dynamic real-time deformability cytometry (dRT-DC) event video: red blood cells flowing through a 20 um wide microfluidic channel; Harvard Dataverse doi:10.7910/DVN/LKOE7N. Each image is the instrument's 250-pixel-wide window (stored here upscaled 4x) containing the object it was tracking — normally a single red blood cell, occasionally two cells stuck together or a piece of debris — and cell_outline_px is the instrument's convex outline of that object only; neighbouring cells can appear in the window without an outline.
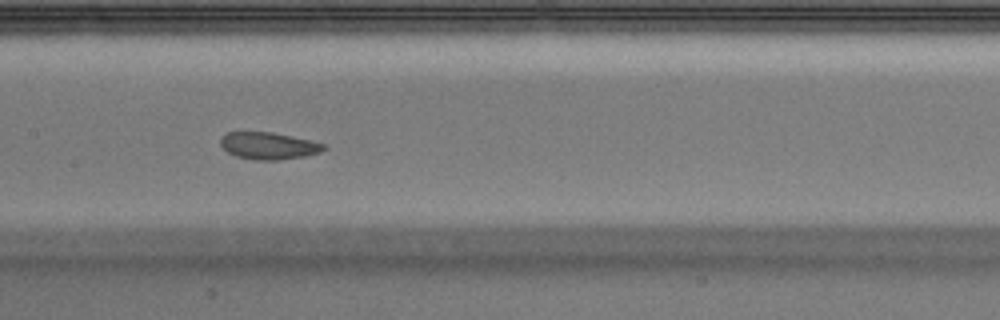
{"species": "Egyptian fruit bat (a non-hibernating species)", "species_latin": "Rousettus aegyptiacus", "temperature_condition": "warm", "stored_images_in_passage": 40, "camera_frame_rate_fps": 3000, "um_per_image_px": 0.085, "animal": {"sex": "male"}, "frame": {"image": 1, "passage_image": 13, "time_ms": 4.0, "image_size_px": [1000, 320], "cell_outline_px": [[328, 148], [320, 152], [304, 156], [280, 160], [256, 160], [236, 156], [228, 152], [220, 144], [220, 140], [224, 132], [272, 132], [312, 140], [324, 144]], "centroid_in_image_um": [22.84, 12.38], "position_along_channel_um": 184.6, "area_um2": 16.36}}
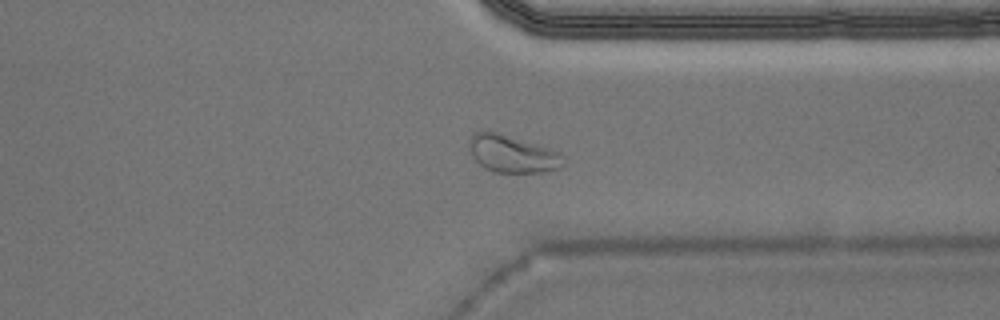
{"frame": {"image": 2, "passage_image": 27, "time_ms": 8.667, "image_size_px": [1000, 320], "cell_outline_px": [[564, 164], [560, 168], [544, 172], [492, 172], [484, 168], [472, 156], [468, 148], [468, 140], [476, 132], [496, 132], [536, 144], [556, 152], [560, 156]], "centroid_in_image_um": [43.48, 13.1], "position_along_channel_um": 367.9, "area_um2": 20.06}}
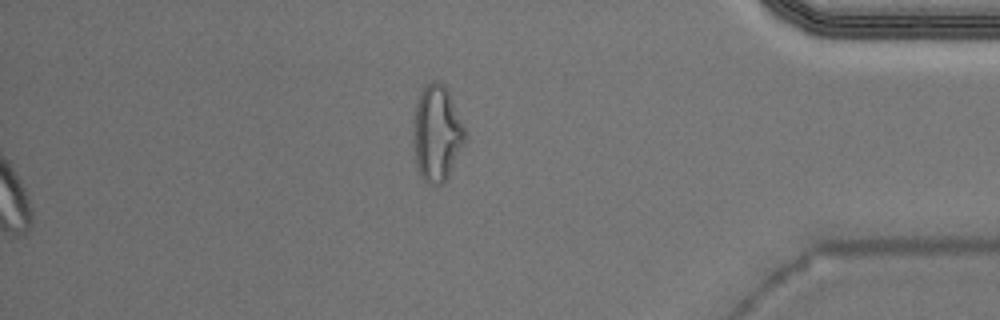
{"frame": {"image": 3, "passage_image": 40, "time_ms": 13.0, "image_size_px": [1000, 320], "cell_outline_px": [[464, 140], [448, 176], [444, 184], [432, 184], [424, 180], [420, 176], [416, 164], [412, 132], [416, 104], [420, 92], [432, 80], [436, 80], [444, 84], [448, 92], [464, 128]], "centroid_in_image_um": [37.08, 11.33], "position_along_channel_um": 398.1, "area_um2": 28.26}, "authors_computed_cell_mechanics": {"area_um2": 17.6001, "velocity_mm_per_s": 3.9372, "shape_relaxation_time_tau1_ms": null, "shape_relaxation_time_tau2_ms": 1.6738, "deformation_change_tau1": null, "deformation_change_tau2": 0.0426}}